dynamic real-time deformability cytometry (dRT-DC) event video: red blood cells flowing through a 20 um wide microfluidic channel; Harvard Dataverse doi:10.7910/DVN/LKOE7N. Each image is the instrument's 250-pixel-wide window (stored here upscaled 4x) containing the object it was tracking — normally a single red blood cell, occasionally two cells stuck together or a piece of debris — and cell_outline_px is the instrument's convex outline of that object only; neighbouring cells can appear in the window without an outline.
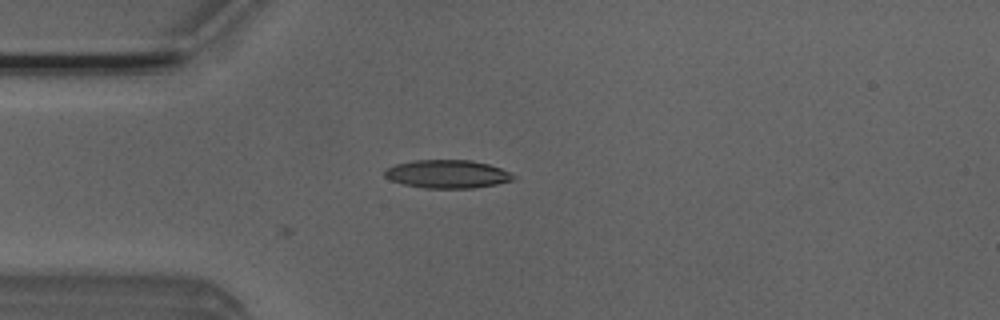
{"species": "Egyptian fruit bat (a non-hibernating species)", "species_latin": "Rousettus aegyptiacus", "temperature_condition": "room temperature", "stored_images_in_passage": 2, "camera_frame_rate_fps": 3000, "um_per_image_px": 0.085, "animal": {"sex": "male"}, "frame": {"image": 1, "passage_image": 2, "time_ms": 0.333, "image_size_px": [1000, 320], "cell_outline_px": [[516, 176], [512, 180], [496, 184], [476, 188], [424, 188], [404, 184], [392, 180], [384, 176], [384, 168], [396, 164], [412, 160], [472, 160], [488, 164], [500, 168]], "centroid_in_image_um": [38.0, 14.79], "position_along_channel_um": 47.0, "area_um2": 21.15}}